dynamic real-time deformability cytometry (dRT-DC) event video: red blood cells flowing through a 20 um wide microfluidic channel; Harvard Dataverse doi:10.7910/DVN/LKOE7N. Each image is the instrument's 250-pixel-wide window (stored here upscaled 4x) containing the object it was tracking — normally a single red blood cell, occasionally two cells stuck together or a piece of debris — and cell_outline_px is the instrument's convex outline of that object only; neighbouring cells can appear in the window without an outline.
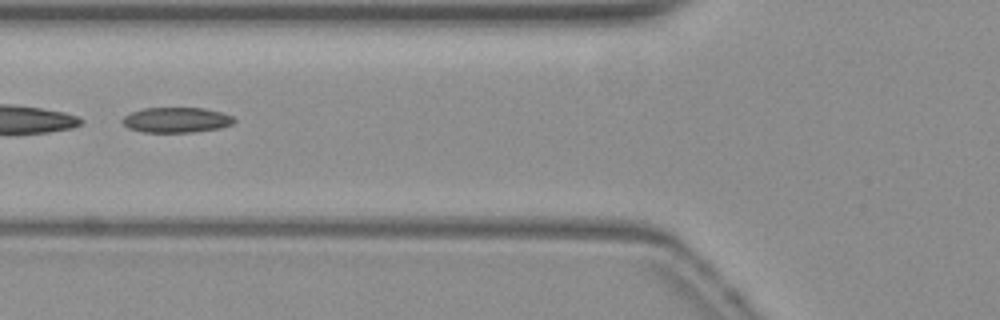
{"species": "common noctule bat (a hibernating species)", "species_latin": "Nyctalus noctula", "temperature_condition": "warm", "stored_images_in_passage": 36, "camera_frame_rate_fps": 3000, "um_per_image_px": 0.085, "animal": {"sex": "female", "body_mass_g": 19.3, "forearm_length_mm": 54.1}, "frame": {"image": 1, "passage_image": 6, "time_ms": 1.667, "image_size_px": [1000, 320], "cell_outline_px": [[236, 120], [232, 124], [220, 128], [192, 132], [144, 132], [128, 128], [120, 120], [124, 116], [132, 112], [144, 108], [204, 108], [220, 112], [232, 116]], "centroid_in_image_um": [14.98, 10.2], "position_along_channel_um": 110.8, "area_um2": 16.36}}